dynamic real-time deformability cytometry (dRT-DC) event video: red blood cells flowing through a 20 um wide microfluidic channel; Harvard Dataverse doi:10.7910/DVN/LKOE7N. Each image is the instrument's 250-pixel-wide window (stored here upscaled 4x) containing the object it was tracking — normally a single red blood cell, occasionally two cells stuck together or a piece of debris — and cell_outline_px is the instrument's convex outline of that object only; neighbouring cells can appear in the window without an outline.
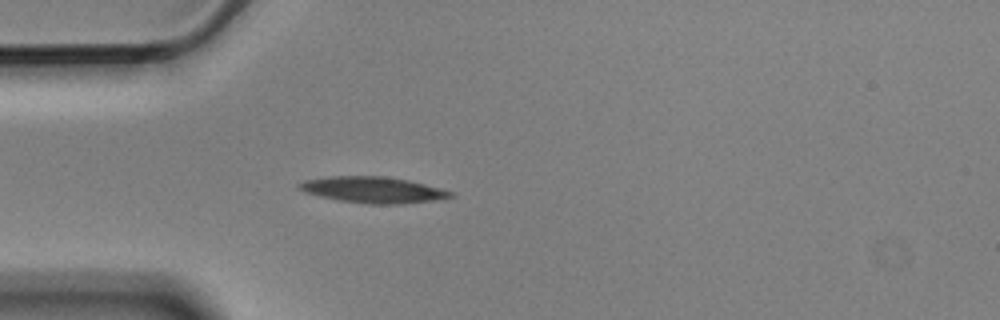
{"species": "Egyptian fruit bat (a non-hibernating species)", "species_latin": "Rousettus aegyptiacus", "temperature_condition": "cold", "stored_images_in_passage": 4, "camera_frame_rate_fps": 3000, "um_per_image_px": 0.085, "animal": {"sex": "male"}, "frame": {"image": 1, "passage_image": 4, "time_ms": 1.0, "image_size_px": [1000, 320], "cell_outline_px": [[456, 196], [432, 200], [400, 204], [368, 204], [340, 200], [320, 196], [304, 192], [296, 184], [304, 180], [328, 176], [384, 176], [408, 180], [456, 192]], "centroid_in_image_um": [31.71, 16.13], "position_along_channel_um": 53.3, "area_um2": 23.0}}